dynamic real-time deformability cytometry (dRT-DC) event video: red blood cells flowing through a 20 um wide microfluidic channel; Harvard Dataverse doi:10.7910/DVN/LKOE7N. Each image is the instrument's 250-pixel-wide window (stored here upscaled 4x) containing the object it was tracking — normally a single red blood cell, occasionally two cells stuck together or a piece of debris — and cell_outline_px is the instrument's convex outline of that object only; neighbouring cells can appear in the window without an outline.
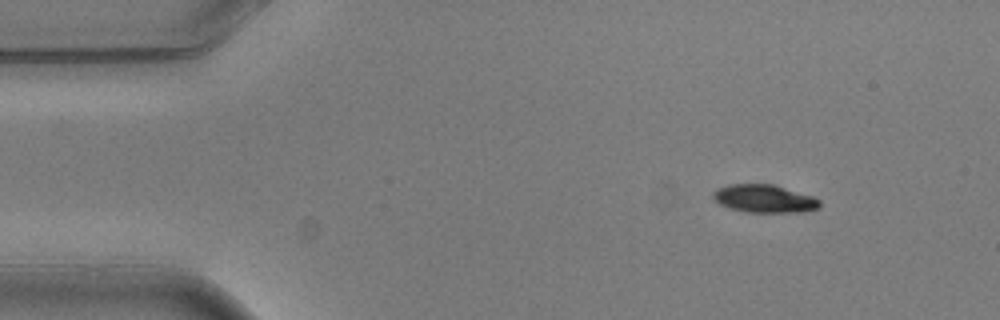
{"species": "common noctule bat (a hibernating species)", "species_latin": "Nyctalus noctula", "temperature_condition": "warm", "stored_images_in_passage": 5, "camera_frame_rate_fps": 3000, "um_per_image_px": 0.085, "animal": {"sex": "male", "body_mass_g": 20.5, "forearm_length_mm": 52.5}, "frame": {"image": 1, "passage_image": 1, "time_ms": 0.0, "image_size_px": [1000, 320], "cell_outline_px": [[820, 208], [804, 212], [744, 212], [720, 204], [712, 200], [712, 192], [716, 188], [728, 184], [772, 184], [812, 196], [820, 200]], "centroid_in_image_um": [64.93, 16.88], "position_along_channel_um": 20.1, "area_um2": 17.46}}
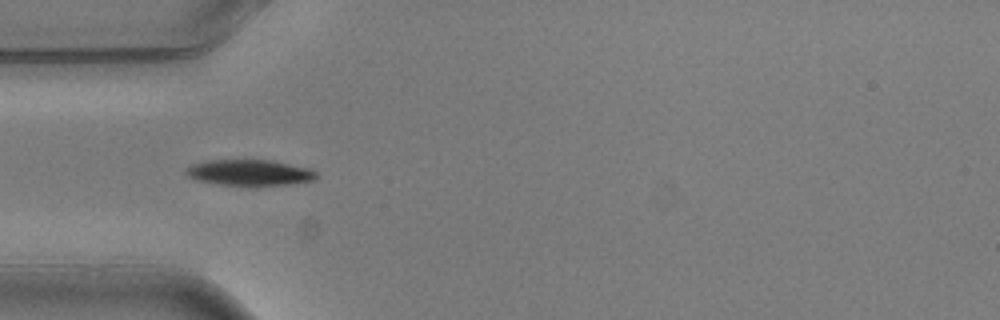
{"frame": {"image": 2, "passage_image": 4, "time_ms": 1.0, "image_size_px": [1000, 320], "cell_outline_px": [[320, 176], [316, 180], [288, 184], [220, 184], [200, 180], [188, 176], [184, 172], [184, 168], [192, 164], [208, 160], [272, 160], [308, 168], [316, 172]], "centroid_in_image_um": [21.23, 14.65], "position_along_channel_um": 63.8, "area_um2": 19.31}}
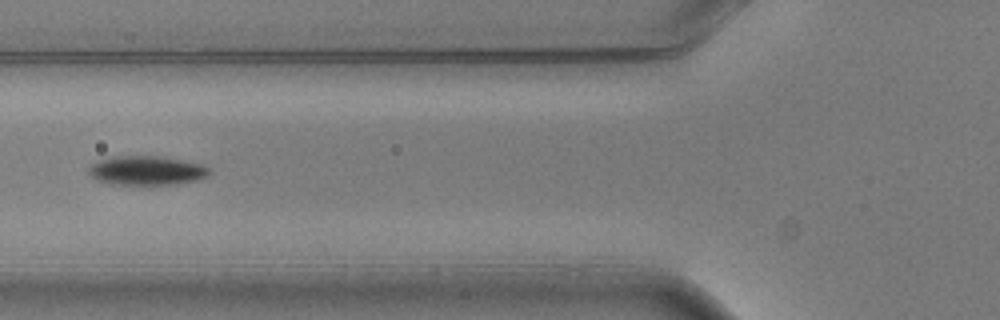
{"frame": {"image": 3, "passage_image": 5, "time_ms": 1.333, "image_size_px": [1000, 320], "cell_outline_px": [[208, 172], [204, 176], [196, 180], [176, 184], [148, 188], [108, 184], [96, 180], [88, 172], [88, 168], [92, 164], [100, 160], [116, 156], [156, 156], [180, 160], [200, 164], [208, 168]], "centroid_in_image_um": [12.38, 14.56], "position_along_channel_um": 113.4, "area_um2": 21.04}}